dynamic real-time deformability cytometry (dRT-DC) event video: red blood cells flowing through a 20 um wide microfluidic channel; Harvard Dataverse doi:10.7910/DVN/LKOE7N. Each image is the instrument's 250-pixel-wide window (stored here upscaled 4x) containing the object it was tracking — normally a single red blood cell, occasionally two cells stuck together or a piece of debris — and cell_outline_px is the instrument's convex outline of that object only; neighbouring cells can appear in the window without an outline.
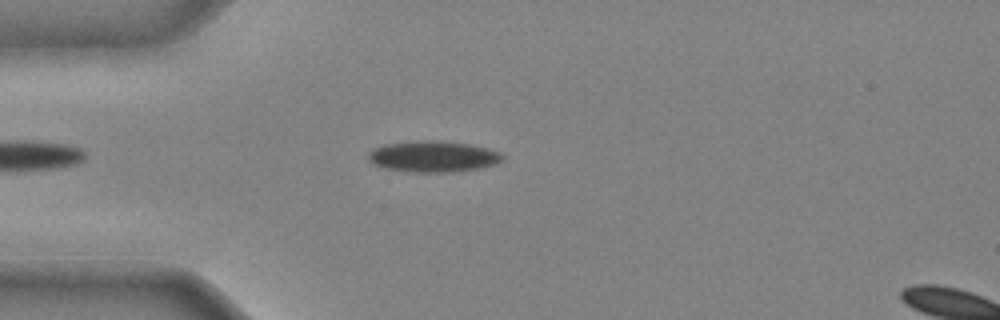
{"species": "common noctule bat (a hibernating species)", "species_latin": "Nyctalus noctula", "temperature_condition": "cold", "stored_images_in_passage": 26, "camera_frame_rate_fps": 3000, "um_per_image_px": 0.085, "animal": {"sex": "male", "body_mass_g": 20.4}, "frame": {"image": 1, "passage_image": 1, "time_ms": 0.0, "image_size_px": [1000, 320], "cell_outline_px": [[504, 160], [496, 164], [480, 168], [452, 172], [416, 172], [384, 168], [372, 164], [368, 160], [368, 152], [372, 148], [384, 144], [416, 140], [440, 140], [468, 144], [488, 148], [500, 152], [504, 156]], "centroid_in_image_um": [36.8, 13.29], "position_along_channel_um": 48.2, "area_um2": 24.68}}
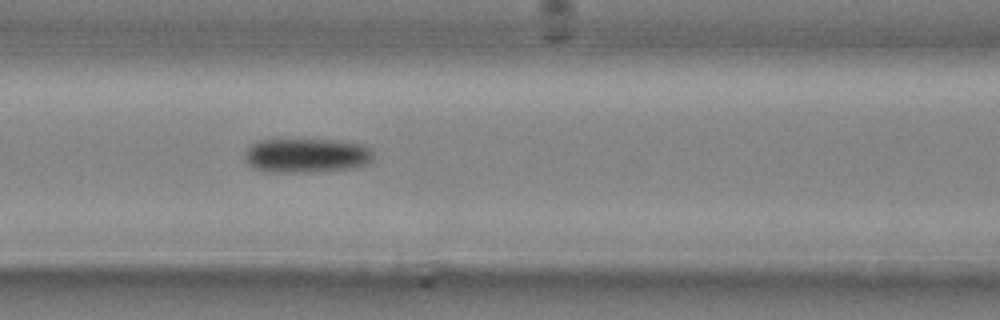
{"frame": {"image": 2, "passage_image": 8, "time_ms": 2.333, "image_size_px": [1000, 320], "cell_outline_px": [[372, 160], [368, 164], [352, 168], [308, 172], [272, 172], [256, 168], [248, 164], [244, 160], [244, 152], [252, 144], [260, 140], [344, 140], [364, 144], [372, 148]], "centroid_in_image_um": [26.09, 13.21], "position_along_channel_um": 140.5, "area_um2": 25.89}}
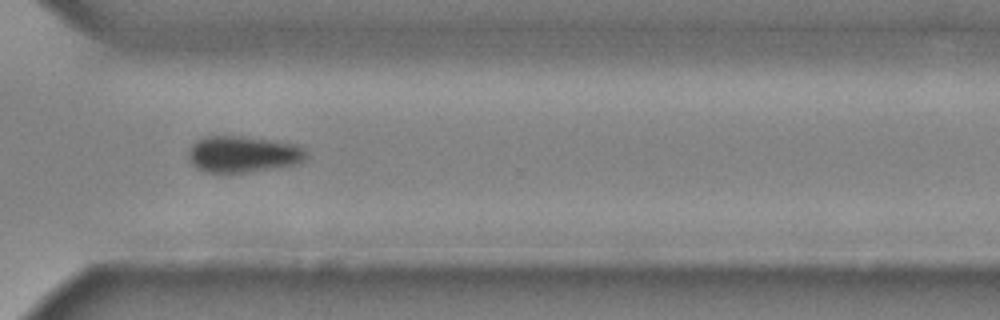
{"frame": {"image": 3, "passage_image": 22, "time_ms": 7.0, "image_size_px": [1000, 320], "cell_outline_px": [[308, 160], [300, 164], [228, 176], [204, 172], [196, 168], [192, 164], [188, 156], [188, 148], [196, 140], [204, 136], [240, 136], [272, 140], [300, 144], [308, 152]], "centroid_in_image_um": [20.69, 13.15], "position_along_channel_um": 349.9, "area_um2": 26.36}}